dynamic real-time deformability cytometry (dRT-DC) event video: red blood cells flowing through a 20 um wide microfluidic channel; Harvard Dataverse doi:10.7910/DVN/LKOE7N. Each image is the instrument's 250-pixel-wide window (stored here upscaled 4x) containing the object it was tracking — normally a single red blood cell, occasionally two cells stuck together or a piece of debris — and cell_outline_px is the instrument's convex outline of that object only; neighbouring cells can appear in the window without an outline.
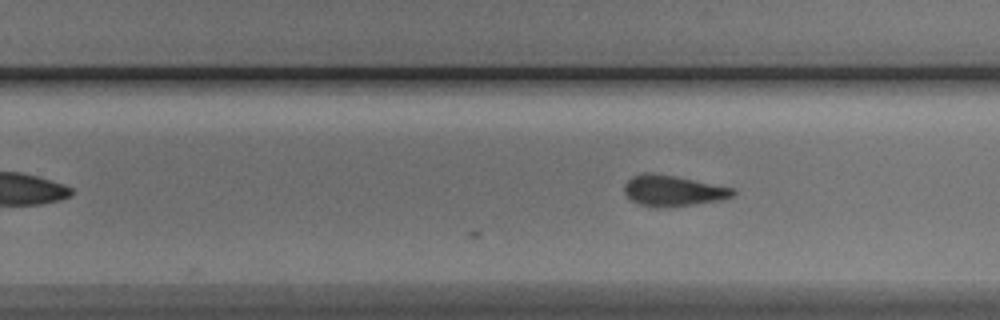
{"species": "Egyptian fruit bat (a non-hibernating species)", "species_latin": "Rousettus aegyptiacus", "temperature_condition": "cold", "stored_images_in_passage": 28, "camera_frame_rate_fps": 3000, "um_per_image_px": 0.085, "animal": {"sex": "male"}, "frame": {"image": 1, "passage_image": 28, "time_ms": 9.0, "image_size_px": [1000, 320], "cell_outline_px": [[736, 192], [732, 196], [720, 200], [696, 204], [668, 208], [656, 208], [640, 204], [632, 200], [624, 192], [624, 184], [632, 176], [644, 172], [652, 172], [732, 188]], "centroid_in_image_um": [57.15, 16.23], "position_along_channel_um": 272.7, "area_um2": 19.36}}